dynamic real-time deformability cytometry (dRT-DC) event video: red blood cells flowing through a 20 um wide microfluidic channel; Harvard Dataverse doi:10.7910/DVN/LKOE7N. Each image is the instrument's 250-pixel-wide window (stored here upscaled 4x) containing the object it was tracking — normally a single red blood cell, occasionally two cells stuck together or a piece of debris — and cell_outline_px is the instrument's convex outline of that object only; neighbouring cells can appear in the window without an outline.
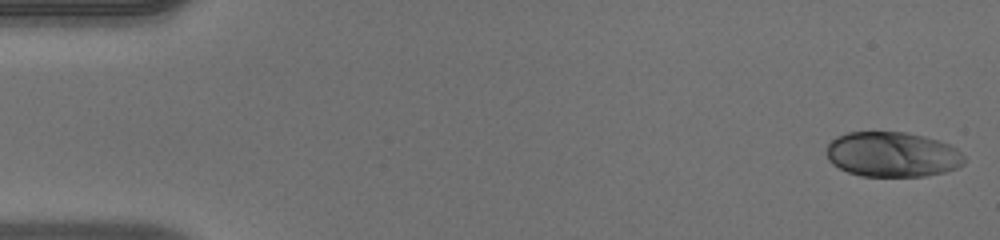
{"species": "human", "species_latin": "Homo sapiens", "temperature_condition": "warm", "stored_images_in_passage": 49, "camera_frame_rate_fps": 3000, "um_per_image_px": 0.085, "donor": {"sex": "male"}, "frame": {"image": 1, "passage_image": 1, "time_ms": 0.0, "image_size_px": [1000, 240], "cell_outline_px": [[964, 164], [956, 168], [944, 172], [924, 176], [860, 176], [848, 172], [832, 164], [828, 160], [828, 144], [836, 136], [848, 132], [904, 132], [924, 136], [940, 140], [956, 148], [964, 156]], "centroid_in_image_um": [75.85, 13.12], "position_along_channel_um": 9.1, "area_um2": 36.18}}
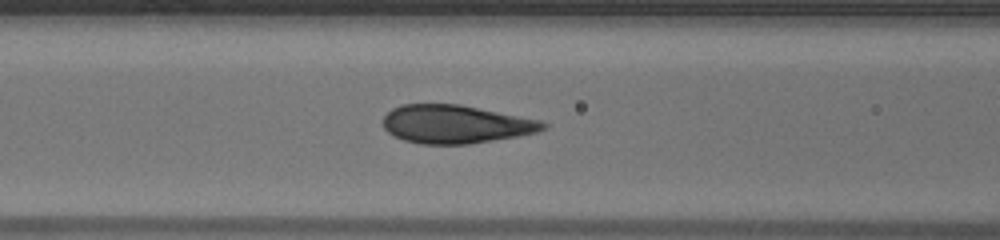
{"frame": {"image": 2, "passage_image": 20, "time_ms": 6.333, "image_size_px": [1000, 240], "cell_outline_px": [[548, 128], [536, 132], [516, 136], [468, 144], [420, 144], [404, 140], [392, 136], [384, 128], [384, 116], [392, 108], [404, 104], [460, 104], [540, 120], [548, 124]], "centroid_in_image_um": [38.71, 10.55], "position_along_channel_um": 127.9, "area_um2": 35.6}}
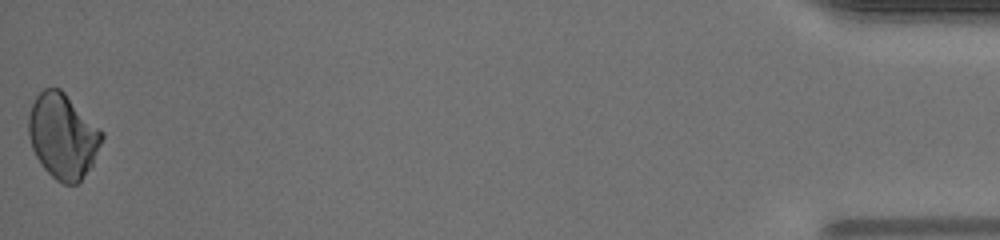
{"frame": {"image": 3, "passage_image": 49, "time_ms": 16.0, "image_size_px": [1000, 240], "cell_outline_px": [[104, 136], [92, 164], [80, 180], [76, 184], [64, 184], [56, 180], [40, 164], [32, 148], [28, 132], [28, 116], [32, 104], [36, 96], [44, 88], [60, 88], [104, 132]], "centroid_in_image_um": [5.33, 11.55], "position_along_channel_um": 429.9, "area_um2": 36.07}, "authors_computed_cell_mechanics": {"area_um2": 36.414, "velocity_mm_per_s": 4.1297, "shape_relaxation_time_tau1_ms": 6.1574, "shape_relaxation_time_tau2_ms": null, "deformation_change_tau1": 0.1683, "deformation_change_tau2": null}}